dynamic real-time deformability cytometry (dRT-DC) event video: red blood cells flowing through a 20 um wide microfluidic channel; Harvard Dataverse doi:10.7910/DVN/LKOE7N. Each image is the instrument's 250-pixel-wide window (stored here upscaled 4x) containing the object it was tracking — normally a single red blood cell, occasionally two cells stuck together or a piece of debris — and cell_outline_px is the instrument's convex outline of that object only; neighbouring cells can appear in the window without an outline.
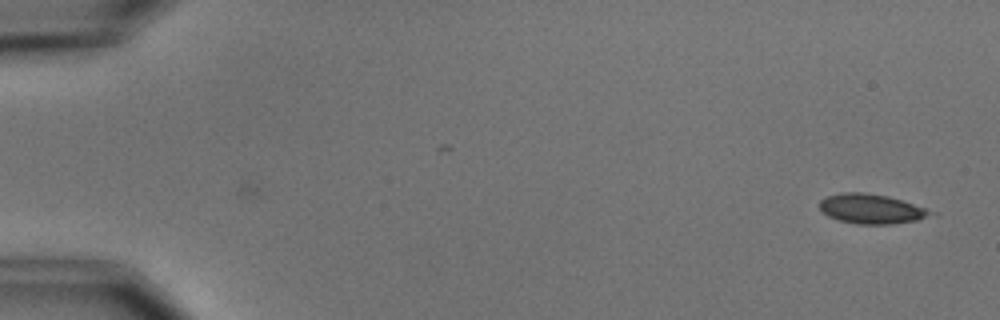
{"species": "common noctule bat (a hibernating species)", "species_latin": "Nyctalus noctula", "temperature_condition": "cold", "stored_images_in_passage": 2, "camera_frame_rate_fps": 3000, "um_per_image_px": 0.085, "animal": {"sex": "male", "body_mass_g": 15.6}, "frame": {"image": 1, "passage_image": 2, "time_ms": 1.333, "image_size_px": [1000, 320], "cell_outline_px": [[940, 212], [916, 220], [892, 224], [856, 224], [840, 220], [828, 216], [820, 212], [820, 200], [828, 196], [844, 192], [860, 192], [888, 196]], "centroid_in_image_um": [74.08, 17.76], "position_along_channel_um": 10.9, "area_um2": 19.19}}